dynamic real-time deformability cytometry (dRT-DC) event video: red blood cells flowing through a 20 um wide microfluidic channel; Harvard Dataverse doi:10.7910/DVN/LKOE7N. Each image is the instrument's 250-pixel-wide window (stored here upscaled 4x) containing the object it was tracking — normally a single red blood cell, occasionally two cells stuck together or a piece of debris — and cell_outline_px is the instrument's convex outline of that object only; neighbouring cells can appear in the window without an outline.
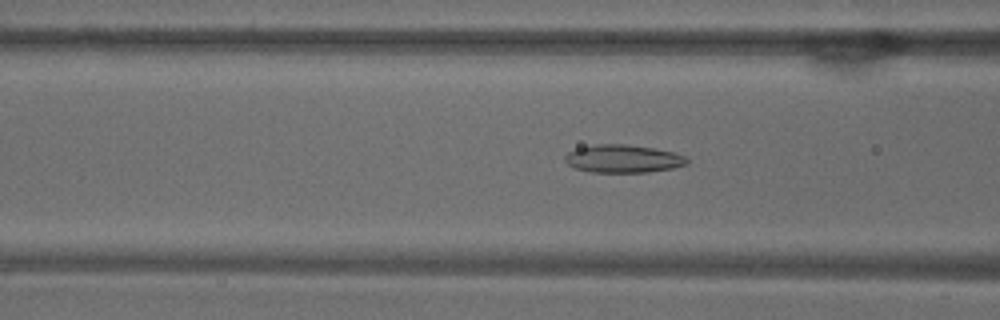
{"species": "common noctule bat (a hibernating species)", "species_latin": "Nyctalus noctula", "temperature_condition": "warm", "stored_images_in_passage": 45, "camera_frame_rate_fps": 3000, "um_per_image_px": 0.085, "animal": {"sex": "male", "body_mass_g": 18.8}, "frame": {"image": 1, "passage_image": 15, "time_ms": 4.667, "image_size_px": [1000, 320], "cell_outline_px": [[688, 164], [672, 168], [648, 172], [588, 172], [576, 168], [568, 164], [564, 160], [564, 156], [568, 152], [576, 148], [592, 144], [628, 144], [652, 148], [672, 152], [684, 156], [688, 160]], "centroid_in_image_um": [52.92, 13.49], "position_along_channel_um": 113.7, "area_um2": 19.88}}
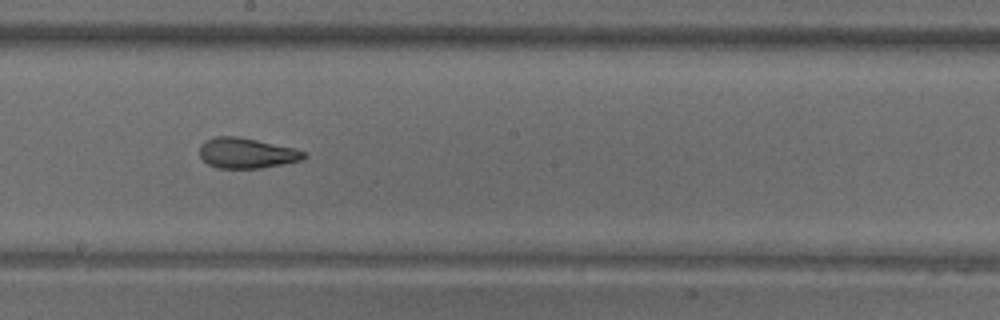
{"frame": {"image": 2, "passage_image": 24, "time_ms": 7.667, "image_size_px": [1000, 320], "cell_outline_px": [[308, 156], [300, 160], [260, 168], [216, 168], [208, 164], [200, 156], [200, 144], [204, 140], [216, 136], [236, 136], [296, 148], [308, 152]], "centroid_in_image_um": [20.96, 13.0], "position_along_channel_um": 227.2, "area_um2": 18.5}}
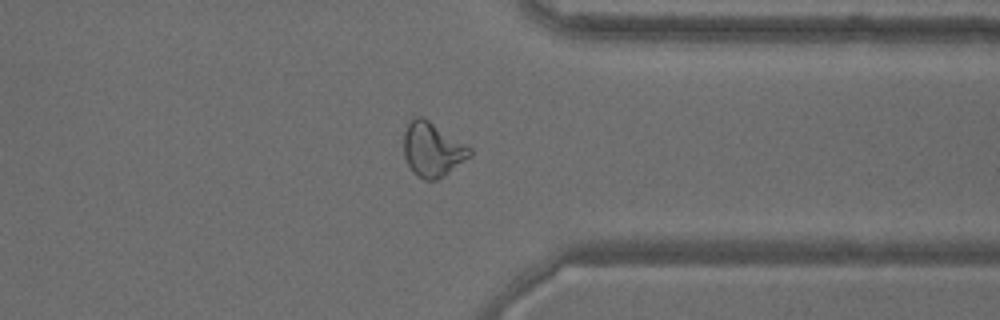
{"frame": {"image": 3, "passage_image": 36, "time_ms": 11.667, "image_size_px": [1000, 320], "cell_outline_px": [[472, 156], [444, 176], [436, 180], [424, 180], [412, 172], [404, 156], [404, 132], [408, 120], [416, 116], [424, 116], [472, 148]], "centroid_in_image_um": [36.76, 12.69], "position_along_channel_um": 374.6, "area_um2": 21.27}}